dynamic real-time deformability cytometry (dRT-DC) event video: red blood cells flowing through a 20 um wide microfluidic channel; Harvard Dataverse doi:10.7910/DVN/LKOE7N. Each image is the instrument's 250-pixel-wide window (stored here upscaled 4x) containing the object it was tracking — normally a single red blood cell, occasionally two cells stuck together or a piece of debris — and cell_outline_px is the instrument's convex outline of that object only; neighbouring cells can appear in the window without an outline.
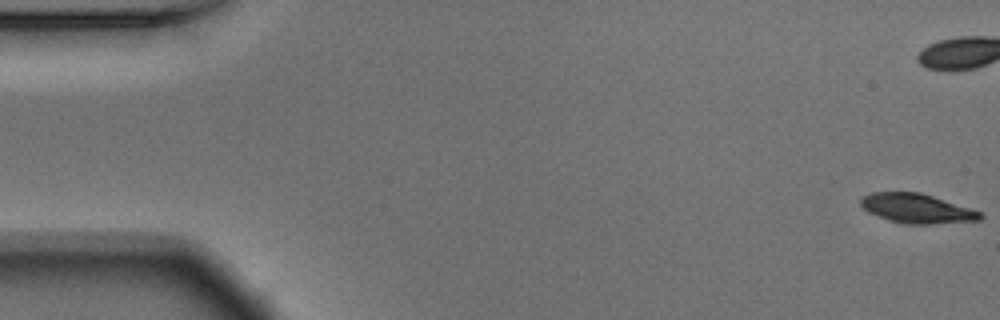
{"species": "Egyptian fruit bat (a non-hibernating species)", "species_latin": "Rousettus aegyptiacus", "temperature_condition": "warm", "stored_images_in_passage": 55, "camera_frame_rate_fps": 3000, "um_per_image_px": 0.085, "animal": {"sex": "male"}, "frame": {"image": 1, "passage_image": 1, "time_ms": 0.0, "image_size_px": [1000, 320], "cell_outline_px": [[984, 216], [980, 220], [928, 224], [908, 224], [888, 220], [868, 212], [860, 204], [860, 196], [872, 192], [920, 192], [980, 212]], "centroid_in_image_um": [77.87, 17.71], "position_along_channel_um": 7.1, "area_um2": 20.23}}
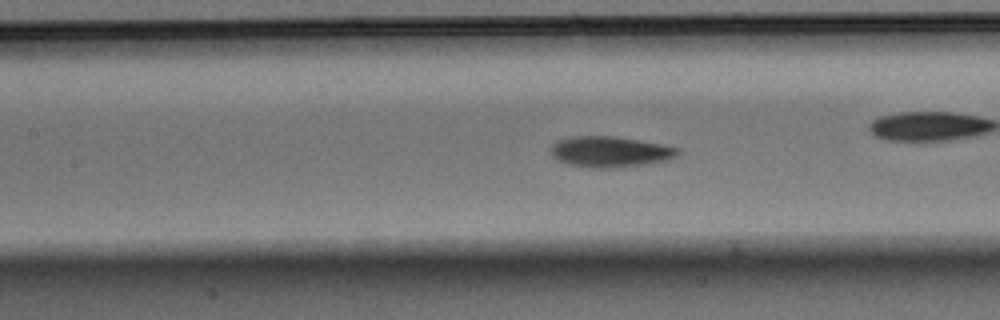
{"frame": {"image": 2, "passage_image": 24, "time_ms": 7.667, "image_size_px": [1000, 320], "cell_outline_px": [[680, 152], [676, 156], [668, 160], [624, 168], [588, 168], [568, 164], [556, 160], [552, 156], [552, 144], [556, 140], [572, 136], [612, 136], [660, 144], [680, 148]], "centroid_in_image_um": [51.84, 12.92], "position_along_channel_um": 155.6, "area_um2": 23.0}}
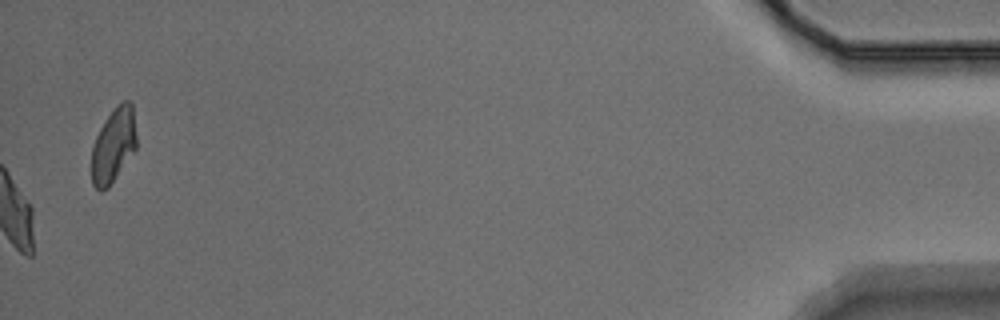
{"frame": {"image": 3, "passage_image": 55, "time_ms": 18.0, "image_size_px": [1000, 320], "cell_outline_px": [[136, 148], [108, 188], [100, 192], [92, 184], [92, 148], [96, 136], [104, 120], [116, 104], [124, 100], [128, 100], [132, 104], [136, 136]], "centroid_in_image_um": [9.64, 12.33], "position_along_channel_um": 425.6, "area_um2": 19.42}, "authors_computed_cell_mechanics": {"area_um2": 21.386, "velocity_mm_per_s": 3.7362, "shape_relaxation_time_tau1_ms": 3.8549, "shape_relaxation_time_tau2_ms": 2.4021, "deformation_change_tau1": 0.1651, "deformation_change_tau2": 0.0843}}